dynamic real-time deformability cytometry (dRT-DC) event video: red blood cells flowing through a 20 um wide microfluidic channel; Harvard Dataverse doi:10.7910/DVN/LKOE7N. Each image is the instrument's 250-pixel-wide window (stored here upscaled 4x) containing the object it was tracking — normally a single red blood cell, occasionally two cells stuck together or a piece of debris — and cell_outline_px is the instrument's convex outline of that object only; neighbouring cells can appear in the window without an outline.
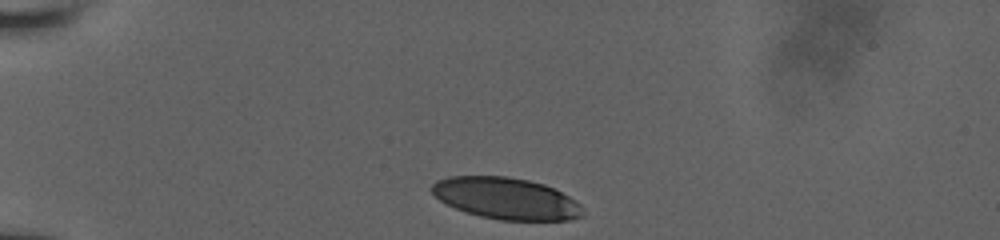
{"species": "human", "species_latin": "Homo sapiens", "temperature_condition": "room temperature", "stored_images_in_passage": 13, "camera_frame_rate_fps": 3000, "um_per_image_px": 0.085, "donor": {"sex": "male"}, "frame": {"image": 1, "passage_image": 1, "time_ms": 0.0, "image_size_px": [1000, 240], "cell_outline_px": [[584, 216], [568, 220], [500, 220], [480, 216], [456, 208], [440, 200], [432, 192], [432, 184], [436, 180], [448, 176], [508, 176], [528, 180], [544, 184], [576, 200], [580, 204], [584, 212]], "centroid_in_image_um": [43.04, 16.86], "position_along_channel_um": 42.0, "area_um2": 36.47}}
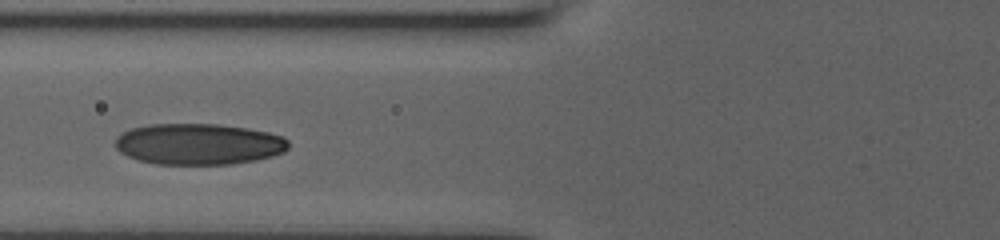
{"frame": {"image": 2, "passage_image": 8, "time_ms": 3.0, "image_size_px": [1000, 240], "cell_outline_px": [[288, 148], [284, 152], [272, 156], [256, 160], [232, 164], [156, 164], [136, 160], [120, 152], [116, 148], [116, 136], [132, 128], [148, 124], [216, 124], [248, 128], [268, 132], [284, 136], [288, 140]], "centroid_in_image_um": [16.89, 12.25], "position_along_channel_um": 108.9, "area_um2": 41.73}}
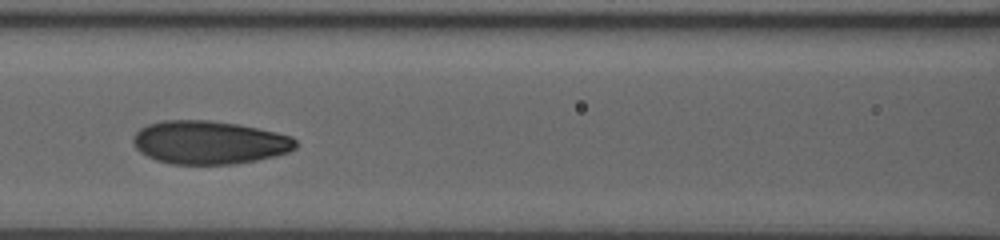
{"frame": {"image": 3, "passage_image": 11, "time_ms": 4.0, "image_size_px": [1000, 240], "cell_outline_px": [[296, 148], [288, 152], [276, 156], [256, 160], [232, 164], [172, 164], [156, 160], [140, 152], [132, 144], [132, 136], [140, 128], [148, 124], [164, 120], [208, 120], [240, 124], [276, 132], [292, 136], [296, 140]], "centroid_in_image_um": [17.78, 12.1], "position_along_channel_um": 148.8, "area_um2": 41.21}}